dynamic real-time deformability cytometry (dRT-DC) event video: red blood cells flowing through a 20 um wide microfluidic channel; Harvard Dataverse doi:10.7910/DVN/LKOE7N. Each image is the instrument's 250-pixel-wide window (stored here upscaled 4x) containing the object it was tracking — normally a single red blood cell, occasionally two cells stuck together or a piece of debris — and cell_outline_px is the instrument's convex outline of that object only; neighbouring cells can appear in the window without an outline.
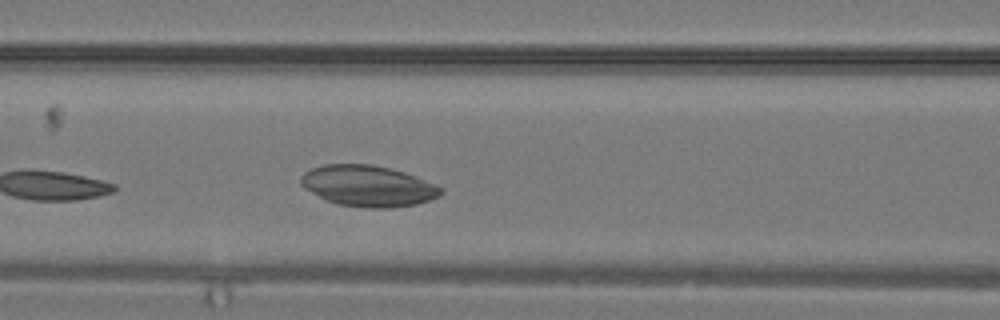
{"species": "common noctule bat (a hibernating species)", "species_latin": "Nyctalus noctula", "temperature_condition": "warm", "stored_images_in_passage": 9, "camera_frame_rate_fps": 3000, "um_per_image_px": 0.085, "animal": {"sex": "male", "body_mass_g": 19.2, "forearm_length_mm": 51.8}, "frame": {"image": 1, "passage_image": 9, "time_ms": 2.667, "image_size_px": [1000, 320], "cell_outline_px": [[444, 192], [440, 196], [416, 204], [392, 208], [368, 208], [336, 204], [304, 188], [300, 184], [300, 176], [304, 172], [312, 168], [324, 164], [372, 164], [404, 172], [416, 176], [444, 188]], "centroid_in_image_um": [31.29, 15.8], "position_along_channel_um": 135.3, "area_um2": 33.52}}